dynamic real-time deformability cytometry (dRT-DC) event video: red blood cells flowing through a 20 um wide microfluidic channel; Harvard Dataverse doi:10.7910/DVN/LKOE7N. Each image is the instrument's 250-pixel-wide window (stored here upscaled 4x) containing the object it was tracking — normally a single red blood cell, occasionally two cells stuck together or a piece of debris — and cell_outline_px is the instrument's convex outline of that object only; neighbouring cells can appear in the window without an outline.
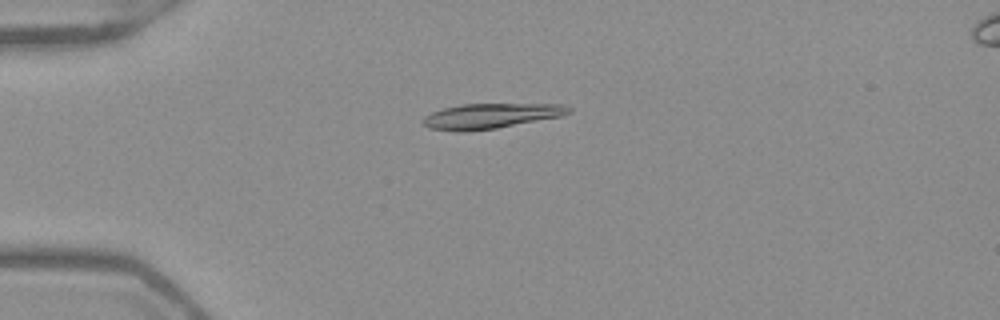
{"species": "Egyptian fruit bat (a non-hibernating species)", "species_latin": "Rousettus aegyptiacus", "temperature_condition": "warm", "stored_images_in_passage": 52, "camera_frame_rate_fps": 3000, "um_per_image_px": 0.085, "frame": {"image": 1, "passage_image": 14, "time_ms": 4.333, "image_size_px": [1000, 320], "cell_outline_px": [[572, 112], [560, 116], [496, 128], [464, 132], [456, 132], [428, 128], [420, 120], [424, 116], [432, 112], [444, 108], [460, 104], [564, 104], [572, 108]], "centroid_in_image_um": [41.67, 9.86], "position_along_channel_um": 43.3, "area_um2": 21.39}}
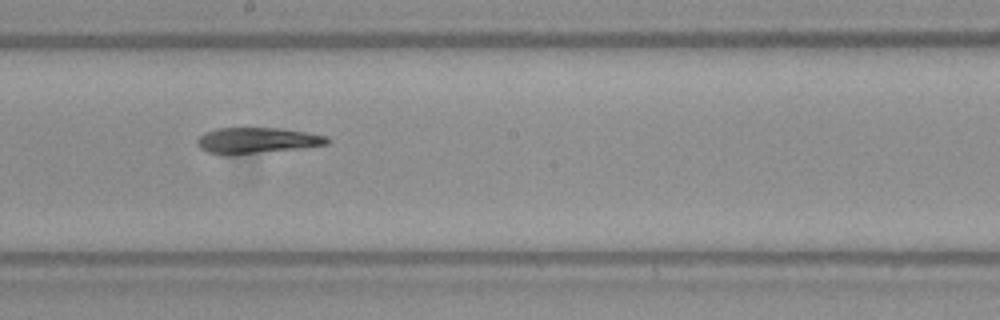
{"frame": {"image": 2, "passage_image": 30, "time_ms": 9.667, "image_size_px": [1000, 320], "cell_outline_px": [[332, 140], [328, 144], [304, 148], [228, 156], [208, 152], [200, 148], [196, 144], [196, 140], [204, 132], [216, 128], [280, 128], [328, 136]], "centroid_in_image_um": [21.83, 11.95], "position_along_channel_um": 226.4, "area_um2": 19.94}}
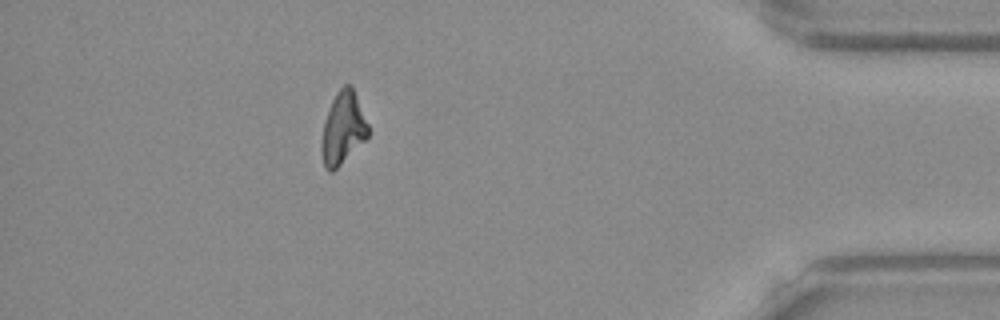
{"frame": {"image": 3, "passage_image": 47, "time_ms": 15.333, "image_size_px": [1000, 320], "cell_outline_px": [[368, 136], [332, 172], [328, 172], [324, 168], [320, 152], [320, 144], [324, 124], [332, 100], [336, 92], [344, 84], [352, 84], [368, 124]], "centroid_in_image_um": [29.12, 10.89], "position_along_channel_um": 406.1, "area_um2": 19.48}}